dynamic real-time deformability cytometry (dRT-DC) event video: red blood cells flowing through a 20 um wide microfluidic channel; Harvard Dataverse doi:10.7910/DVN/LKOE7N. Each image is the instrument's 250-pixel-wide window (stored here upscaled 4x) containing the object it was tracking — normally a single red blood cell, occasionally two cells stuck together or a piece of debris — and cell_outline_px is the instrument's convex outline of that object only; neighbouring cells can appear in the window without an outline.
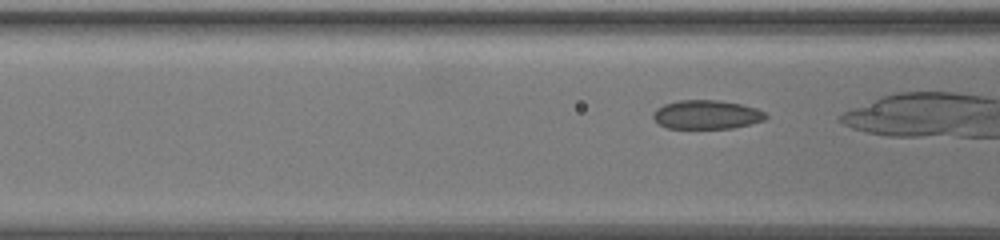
{"species": "common noctule bat (a hibernating species)", "species_latin": "Nyctalus noctula", "temperature_condition": "warm", "stored_images_in_passage": 14, "camera_frame_rate_fps": 3000, "um_per_image_px": 0.085, "animal": {"sex": "female", "body_mass_g": 19.5, "forearm_length_mm": 54.1}, "frame": {"image": 1, "passage_image": 7, "time_ms": 2.0, "image_size_px": [1000, 240], "cell_outline_px": [[768, 116], [764, 120], [732, 128], [668, 128], [660, 124], [652, 116], [652, 112], [656, 108], [664, 104], [680, 100], [716, 100], [740, 104], [756, 108], [764, 112]], "centroid_in_image_um": [60.04, 9.74], "position_along_channel_um": 106.6, "area_um2": 18.79}}